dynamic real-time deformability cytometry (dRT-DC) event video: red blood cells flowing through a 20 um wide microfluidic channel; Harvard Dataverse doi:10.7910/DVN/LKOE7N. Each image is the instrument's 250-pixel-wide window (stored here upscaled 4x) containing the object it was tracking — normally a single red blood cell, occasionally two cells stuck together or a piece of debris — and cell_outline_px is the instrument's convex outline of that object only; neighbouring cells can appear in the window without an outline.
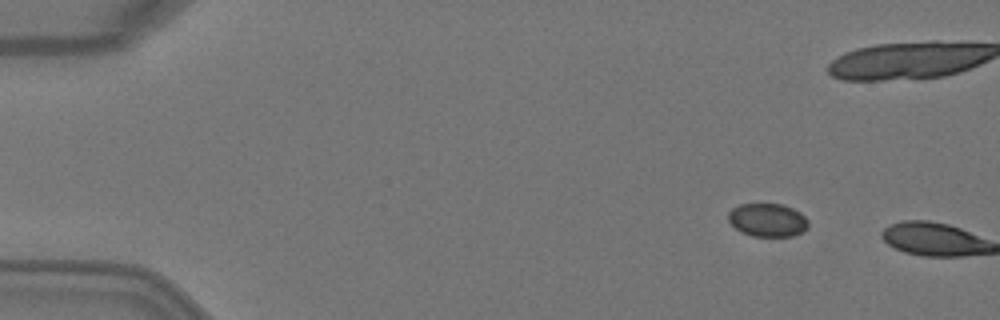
{"species": "Egyptian fruit bat (a non-hibernating species)", "species_latin": "Rousettus aegyptiacus", "temperature_condition": "warm", "stored_images_in_passage": 2, "camera_frame_rate_fps": 3000, "um_per_image_px": 0.085, "animal": {"sex": "female"}, "frame": {"image": 1, "passage_image": 1, "time_ms": 0.0, "image_size_px": [1000, 320], "cell_outline_px": [[808, 228], [792, 236], [752, 236], [740, 232], [728, 220], [728, 212], [732, 208], [740, 204], [784, 204], [800, 212], [808, 220]], "centroid_in_image_um": [65.23, 18.7], "position_along_channel_um": 19.8, "area_um2": 15.55}}